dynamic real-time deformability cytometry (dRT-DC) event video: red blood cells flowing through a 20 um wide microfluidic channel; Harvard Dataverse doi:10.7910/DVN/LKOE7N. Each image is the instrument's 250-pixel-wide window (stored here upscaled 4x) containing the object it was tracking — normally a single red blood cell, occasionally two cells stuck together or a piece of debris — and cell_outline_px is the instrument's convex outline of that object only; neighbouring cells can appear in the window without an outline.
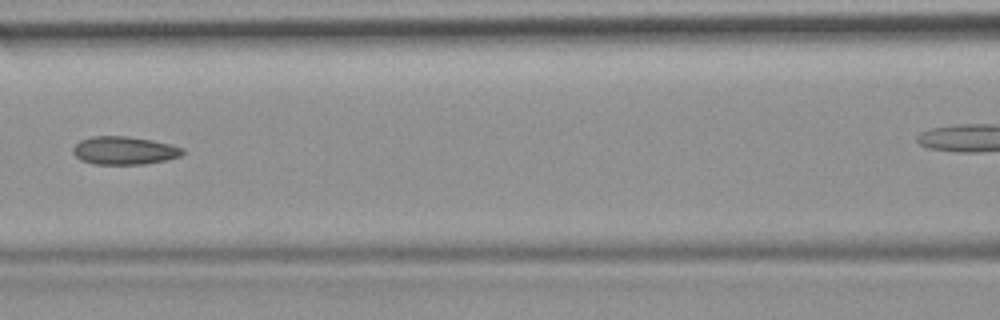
{"species": "common noctule bat (a hibernating species)", "species_latin": "Nyctalus noctula", "temperature_condition": "room temperature", "stored_images_in_passage": 5, "segment_of_instrument_passage": [1, 2], "camera_frame_rate_fps": 3000, "um_per_image_px": 0.085, "animal": {"sex": "female", "body_mass_g": 19.9}, "frame": {"image": 1, "passage_image": 4, "time_ms": 3.333, "image_size_px": [1000, 320], "cell_outline_px": [[184, 152], [180, 156], [164, 160], [144, 164], [92, 164], [80, 160], [72, 152], [72, 148], [80, 140], [92, 136], [128, 136], [152, 140], [184, 148]], "centroid_in_image_um": [10.52, 12.79], "position_along_channel_um": 156.1, "area_um2": 17.92}}